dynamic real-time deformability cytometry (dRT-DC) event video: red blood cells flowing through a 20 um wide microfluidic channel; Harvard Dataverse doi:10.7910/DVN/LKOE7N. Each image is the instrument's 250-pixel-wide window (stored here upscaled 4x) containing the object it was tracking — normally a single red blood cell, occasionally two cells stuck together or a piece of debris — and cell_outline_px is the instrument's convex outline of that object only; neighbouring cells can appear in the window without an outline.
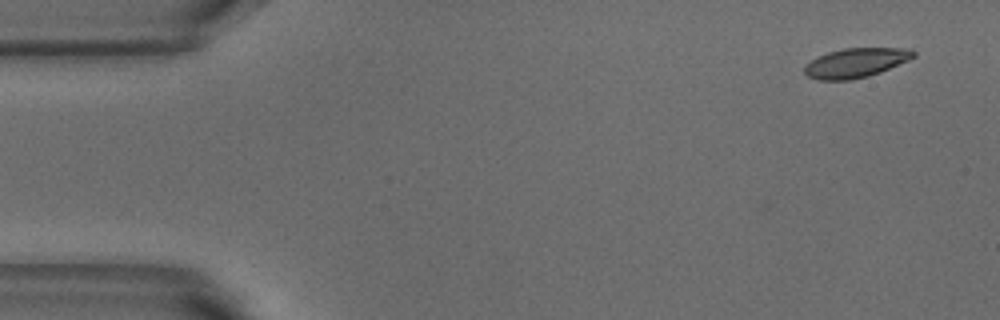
{"species": "common noctule bat (a hibernating species)", "species_latin": "Nyctalus noctula", "temperature_condition": "warm", "stored_images_in_passage": 5, "segment_of_instrument_passage": [2, 2], "camera_frame_rate_fps": 3000, "um_per_image_px": 0.085, "animal": {"sex": "male", "body_mass_g": 18.8}, "frame": {"image": 1, "passage_image": 5, "time_ms": 1.333, "image_size_px": [1000, 320], "cell_outline_px": [[916, 56], [908, 60], [880, 72], [868, 76], [852, 80], [816, 80], [808, 76], [804, 72], [804, 64], [816, 56], [828, 52], [844, 48], [912, 48], [916, 52]], "centroid_in_image_um": [72.72, 5.33], "position_along_channel_um": 12.3, "area_um2": 18.9}}